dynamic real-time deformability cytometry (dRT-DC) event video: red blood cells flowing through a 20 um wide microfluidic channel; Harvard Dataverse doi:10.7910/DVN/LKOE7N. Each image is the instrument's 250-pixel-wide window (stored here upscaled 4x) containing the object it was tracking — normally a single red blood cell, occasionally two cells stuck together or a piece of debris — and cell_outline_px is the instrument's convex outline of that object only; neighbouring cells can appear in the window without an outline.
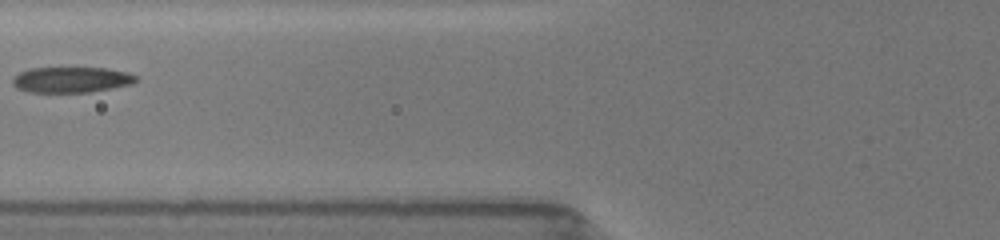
{"species": "common noctule bat (a hibernating species)", "species_latin": "Nyctalus noctula", "temperature_condition": "room temperature", "stored_images_in_passage": 6, "camera_frame_rate_fps": 3000, "um_per_image_px": 0.085, "animal": {"sex": "female", "body_mass_g": 19.5, "forearm_length_mm": 54.1}, "frame": {"image": 1, "passage_image": 4, "time_ms": 2.333, "image_size_px": [1000, 240], "cell_outline_px": [[140, 80], [132, 84], [92, 92], [28, 92], [16, 88], [12, 84], [12, 76], [28, 68], [104, 68], [128, 72], [136, 76]], "centroid_in_image_um": [6.05, 6.78], "position_along_channel_um": 119.7, "area_um2": 18.67}}